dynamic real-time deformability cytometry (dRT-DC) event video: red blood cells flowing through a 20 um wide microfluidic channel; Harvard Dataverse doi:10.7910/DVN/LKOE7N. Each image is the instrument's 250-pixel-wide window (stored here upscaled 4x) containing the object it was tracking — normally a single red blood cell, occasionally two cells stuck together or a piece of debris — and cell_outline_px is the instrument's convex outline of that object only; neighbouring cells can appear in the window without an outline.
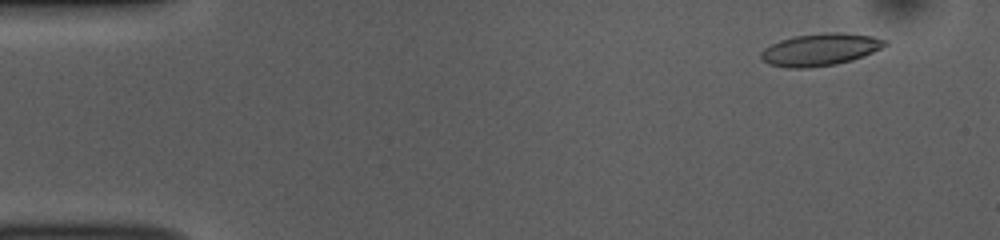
{"species": "common noctule bat (a hibernating species)", "species_latin": "Nyctalus noctula", "temperature_condition": "room temperature", "stored_images_in_passage": 52, "camera_frame_rate_fps": 3000, "um_per_image_px": 0.085, "animal": {"sex": "female", "body_mass_g": 10.0, "forearm_length_mm": 53.1}, "frame": {"image": 1, "passage_image": 4, "time_ms": 1.0, "image_size_px": [1000, 240], "cell_outline_px": [[888, 44], [864, 56], [852, 60], [836, 64], [808, 68], [788, 68], [768, 64], [760, 56], [760, 52], [764, 48], [780, 40], [796, 36], [824, 32], [840, 32], [872, 36], [888, 40]], "centroid_in_image_um": [69.72, 4.21], "position_along_channel_um": 15.3, "area_um2": 23.29}}
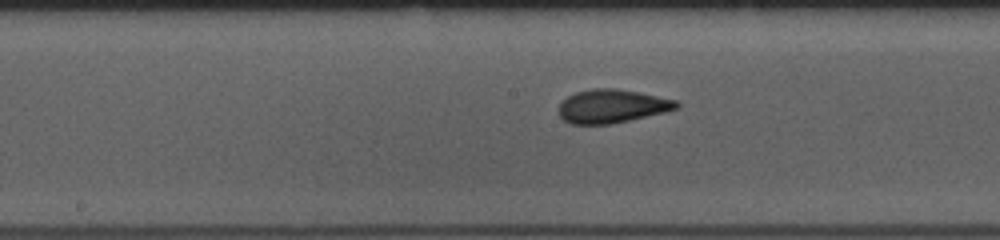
{"frame": {"image": 2, "passage_image": 26, "time_ms": 8.333, "image_size_px": [1000, 240], "cell_outline_px": [[680, 104], [676, 108], [664, 112], [612, 124], [568, 124], [560, 116], [560, 104], [568, 96], [576, 92], [592, 88], [616, 88], [640, 92], [676, 100]], "centroid_in_image_um": [52.01, 9.02], "position_along_channel_um": 196.2, "area_um2": 22.89}}
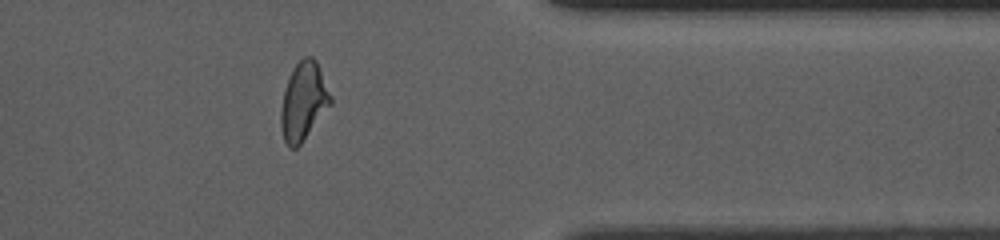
{"frame": {"image": 3, "passage_image": 42, "time_ms": 13.667, "image_size_px": [1000, 240], "cell_outline_px": [[332, 104], [300, 144], [296, 148], [288, 148], [284, 140], [280, 128], [280, 112], [284, 88], [292, 68], [304, 56], [312, 56], [316, 60], [332, 96]], "centroid_in_image_um": [25.79, 8.61], "position_along_channel_um": 385.6, "area_um2": 22.77}, "authors_computed_cell_mechanics": {"area_um2": 22.7732, "velocity_mm_per_s": 3.8413, "shape_relaxation_time_tau1_ms": 5.8575, "shape_relaxation_time_tau2_ms": 1.1258, "deformation_change_tau1": 0.1544, "deformation_change_tau2": 0.0694}}